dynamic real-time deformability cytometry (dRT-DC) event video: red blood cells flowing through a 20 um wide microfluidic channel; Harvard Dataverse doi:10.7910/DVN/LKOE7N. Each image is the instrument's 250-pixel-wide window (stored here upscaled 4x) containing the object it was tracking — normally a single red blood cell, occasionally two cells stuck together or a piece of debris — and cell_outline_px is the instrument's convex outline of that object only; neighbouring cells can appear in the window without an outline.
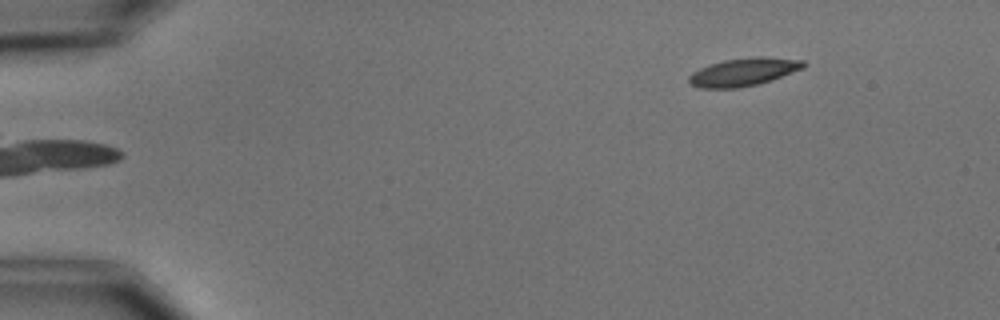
{"species": "common noctule bat (a hibernating species)", "species_latin": "Nyctalus noctula", "temperature_condition": "cold", "stored_images_in_passage": 2, "camera_frame_rate_fps": 3000, "um_per_image_px": 0.085, "animal": {"sex": "male", "body_mass_g": 15.6}, "frame": {"image": 1, "passage_image": 2, "time_ms": 1.333, "image_size_px": [1000, 320], "cell_outline_px": [[808, 64], [804, 68], [772, 80], [760, 84], [736, 88], [700, 88], [692, 84], [688, 80], [688, 76], [692, 72], [708, 64], [724, 60], [756, 56], [760, 56], [804, 60]], "centroid_in_image_um": [63.23, 6.11], "position_along_channel_um": 21.8, "area_um2": 18.84}}